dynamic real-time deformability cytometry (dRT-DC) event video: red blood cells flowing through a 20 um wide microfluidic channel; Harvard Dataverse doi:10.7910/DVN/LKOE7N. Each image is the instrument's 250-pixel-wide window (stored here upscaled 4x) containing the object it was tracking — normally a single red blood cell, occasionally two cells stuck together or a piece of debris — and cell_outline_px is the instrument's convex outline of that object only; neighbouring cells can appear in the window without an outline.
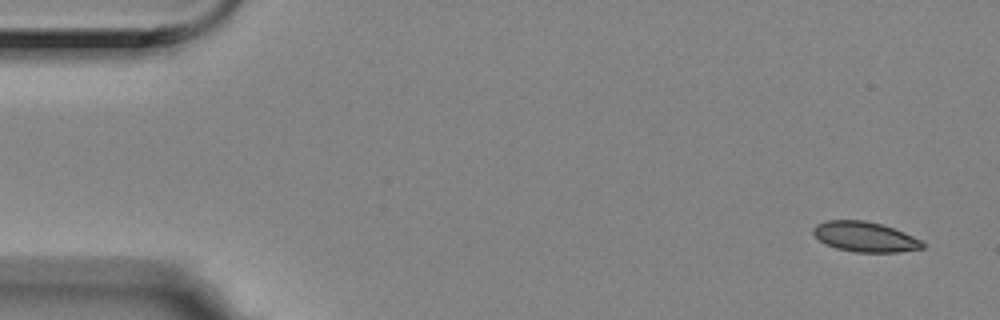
{"species": "Egyptian fruit bat (a non-hibernating species)", "species_latin": "Rousettus aegyptiacus", "temperature_condition": "room temperature", "stored_images_in_passage": 5, "camera_frame_rate_fps": 3000, "um_per_image_px": 0.085, "animal": {"sex": "female"}, "frame": {"image": 1, "passage_image": 1, "time_ms": 0.0, "image_size_px": [1000, 320], "cell_outline_px": [[924, 248], [896, 252], [856, 252], [836, 248], [820, 240], [812, 232], [812, 228], [816, 224], [828, 220], [864, 220], [880, 224], [904, 232], [920, 240], [924, 244]], "centroid_in_image_um": [73.5, 20.12], "position_along_channel_um": 11.5, "area_um2": 18.9}}
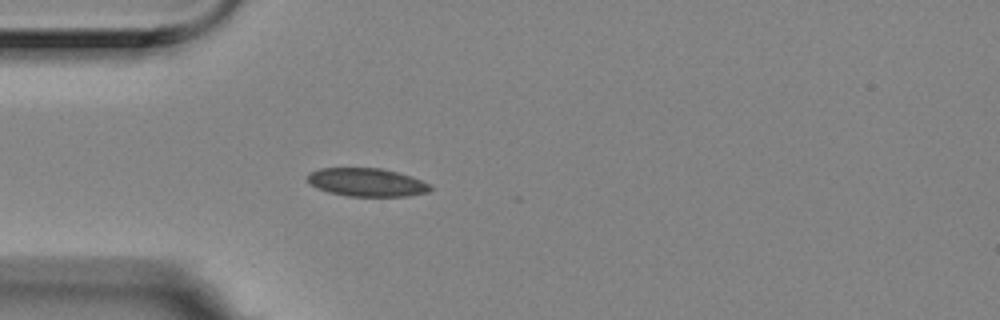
{"frame": {"image": 2, "passage_image": 5, "time_ms": 1.333, "image_size_px": [1000, 320], "cell_outline_px": [[432, 188], [428, 192], [408, 196], [348, 196], [328, 192], [312, 184], [308, 180], [308, 172], [320, 168], [380, 168], [412, 176], [428, 184]], "centroid_in_image_um": [31.18, 15.49], "position_along_channel_um": 53.8, "area_um2": 20.0}}